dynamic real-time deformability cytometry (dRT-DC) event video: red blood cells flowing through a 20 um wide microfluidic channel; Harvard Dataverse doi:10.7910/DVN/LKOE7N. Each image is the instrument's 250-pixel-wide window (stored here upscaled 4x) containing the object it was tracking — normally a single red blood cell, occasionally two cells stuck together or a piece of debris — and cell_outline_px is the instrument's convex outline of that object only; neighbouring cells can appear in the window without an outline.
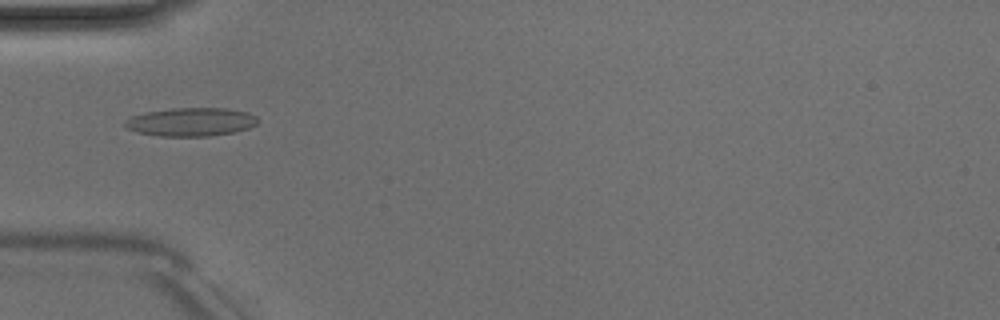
{"species": "Egyptian fruit bat (a non-hibernating species)", "species_latin": "Rousettus aegyptiacus", "temperature_condition": "room temperature", "stored_images_in_passage": 50, "camera_frame_rate_fps": 3000, "um_per_image_px": 0.085, "animal": {"sex": "male"}, "frame": {"image": 1, "passage_image": 16, "time_ms": 5.0, "image_size_px": [1000, 320], "cell_outline_px": [[260, 120], [256, 124], [248, 128], [232, 132], [208, 136], [160, 136], [136, 132], [128, 128], [124, 124], [124, 120], [132, 116], [144, 112], [172, 108], [228, 108], [248, 112], [256, 116]], "centroid_in_image_um": [16.23, 10.35], "position_along_channel_um": 68.8, "area_um2": 22.08}}
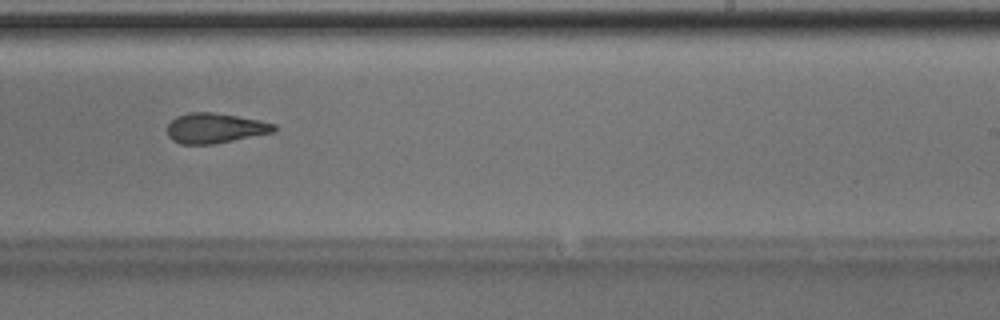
{"frame": {"image": 2, "passage_image": 31, "time_ms": 10.0, "image_size_px": [1000, 320], "cell_outline_px": [[276, 128], [272, 132], [212, 144], [180, 144], [172, 140], [168, 136], [168, 124], [176, 116], [188, 112], [212, 112], [260, 120], [276, 124]], "centroid_in_image_um": [18.23, 10.88], "position_along_channel_um": 270.8, "area_um2": 18.5}}
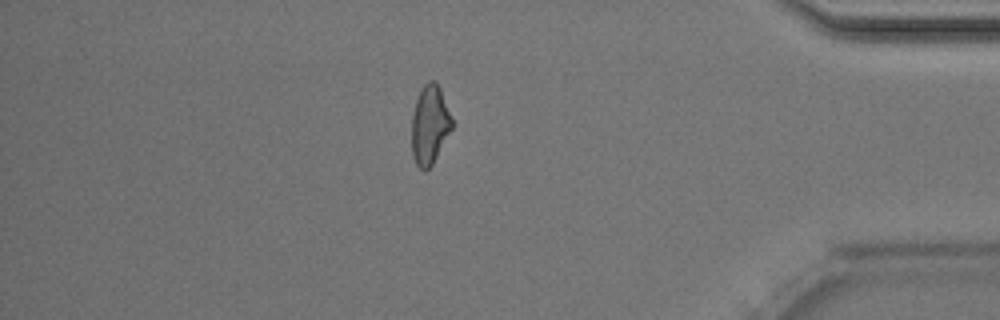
{"frame": {"image": 3, "passage_image": 43, "time_ms": 14.0, "image_size_px": [1000, 320], "cell_outline_px": [[452, 128], [432, 164], [424, 172], [416, 164], [412, 156], [412, 116], [416, 100], [424, 84], [428, 80], [436, 80], [440, 88], [452, 120]], "centroid_in_image_um": [36.51, 10.6], "position_along_channel_um": 398.7, "area_um2": 18.26}, "authors_computed_cell_mechanics": {"area_um2": 19.4786, "velocity_mm_per_s": 4.0397, "shape_relaxation_time_tau1_ms": 3.8379, "shape_relaxation_time_tau2_ms": 2.5708, "deformation_change_tau1": 0.1483, "deformation_change_tau2": 0.1249}}